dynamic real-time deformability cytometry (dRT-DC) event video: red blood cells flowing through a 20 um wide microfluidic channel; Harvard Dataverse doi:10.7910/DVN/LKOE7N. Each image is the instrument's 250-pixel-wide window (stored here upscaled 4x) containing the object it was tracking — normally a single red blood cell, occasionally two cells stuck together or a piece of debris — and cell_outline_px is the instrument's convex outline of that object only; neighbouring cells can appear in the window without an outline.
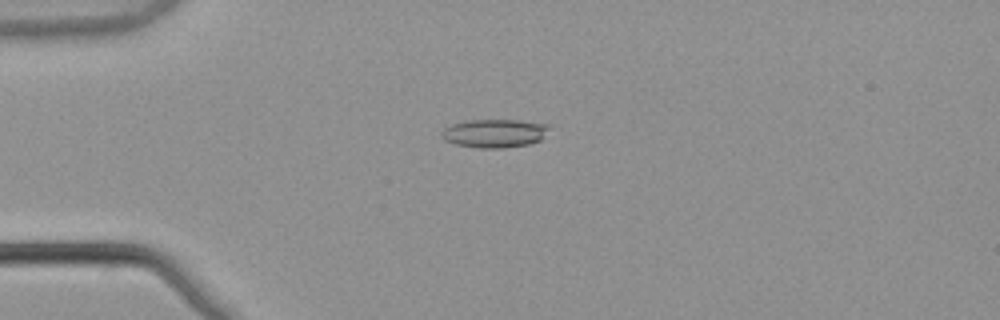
{"species": "common noctule bat (a hibernating species)", "species_latin": "Nyctalus noctula", "temperature_condition": "warm", "stored_images_in_passage": 6, "camera_frame_rate_fps": 3000, "um_per_image_px": 0.085, "animal": {"sex": "male", "body_mass_g": 21.5, "forearm_length_mm": 52.0}, "frame": {"image": 1, "passage_image": 3, "time_ms": 0.667, "image_size_px": [1000, 320], "cell_outline_px": [[548, 128], [540, 140], [528, 144], [504, 148], [476, 148], [456, 144], [444, 140], [440, 136], [440, 132], [444, 128], [452, 124], [464, 120], [520, 120], [548, 124]], "centroid_in_image_um": [41.97, 11.33], "position_along_channel_um": 43.0, "area_um2": 17.86}}
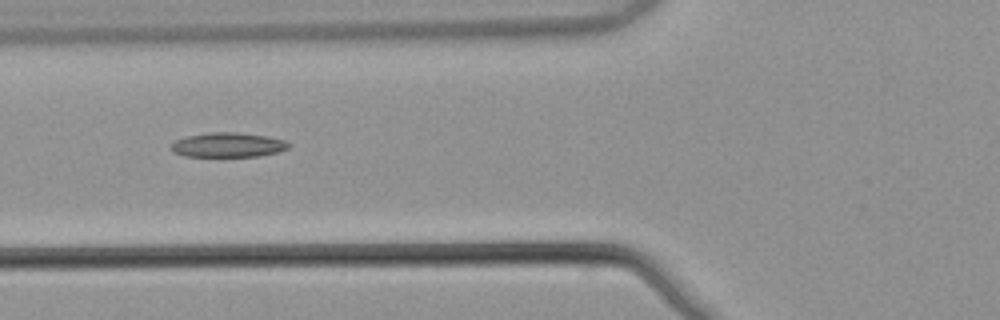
{"frame": {"image": 2, "passage_image": 5, "time_ms": 1.333, "image_size_px": [1000, 320], "cell_outline_px": [[292, 144], [288, 148], [276, 152], [260, 156], [184, 156], [172, 152], [172, 144], [176, 140], [184, 136], [208, 132], [236, 132], [268, 136], [284, 140]], "centroid_in_image_um": [19.37, 12.31], "position_along_channel_um": 106.4, "area_um2": 16.88}}
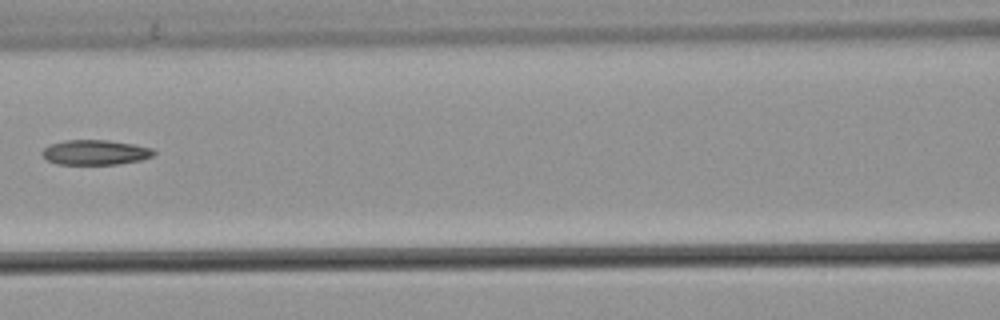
{"frame": {"image": 3, "passage_image": 6, "time_ms": 1.667, "image_size_px": [1000, 320], "cell_outline_px": [[156, 152], [152, 156], [140, 160], [116, 164], [56, 164], [48, 160], [40, 152], [44, 148], [52, 144], [64, 140], [108, 140], [132, 144], [152, 148]], "centroid_in_image_um": [8.09, 12.95], "position_along_channel_um": 158.5, "area_um2": 16.07}}